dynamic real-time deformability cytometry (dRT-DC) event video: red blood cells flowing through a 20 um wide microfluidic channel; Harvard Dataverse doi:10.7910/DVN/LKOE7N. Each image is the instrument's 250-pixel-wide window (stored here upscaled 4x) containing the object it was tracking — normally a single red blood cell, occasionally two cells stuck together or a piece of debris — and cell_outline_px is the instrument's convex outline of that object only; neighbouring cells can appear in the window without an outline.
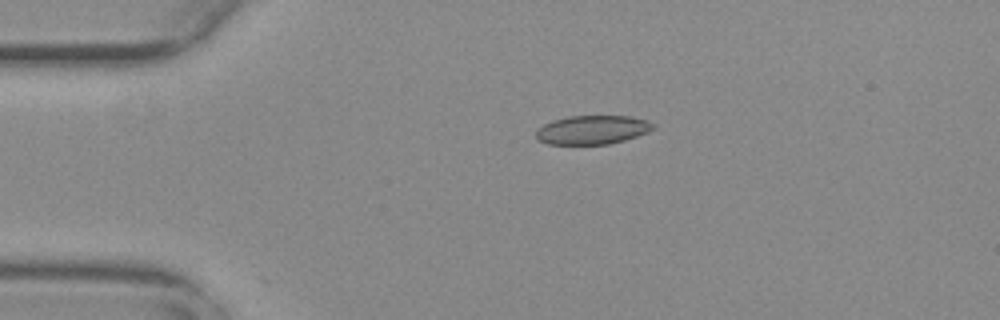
{"species": "common noctule bat (a hibernating species)", "species_latin": "Nyctalus noctula", "temperature_condition": "warm", "stored_images_in_passage": 55, "camera_frame_rate_fps": 3000, "um_per_image_px": 0.085, "animal": {"sex": "female", "body_mass_g": 29.2, "forearm_length_mm": 56.3}, "frame": {"image": 1, "passage_image": 12, "time_ms": 3.667, "image_size_px": [1000, 320], "cell_outline_px": [[656, 128], [648, 132], [624, 140], [608, 144], [548, 144], [536, 140], [536, 128], [552, 120], [568, 116], [628, 116], [644, 120], [656, 124]], "centroid_in_image_um": [50.32, 11.03], "position_along_channel_um": 34.7, "area_um2": 19.77}}
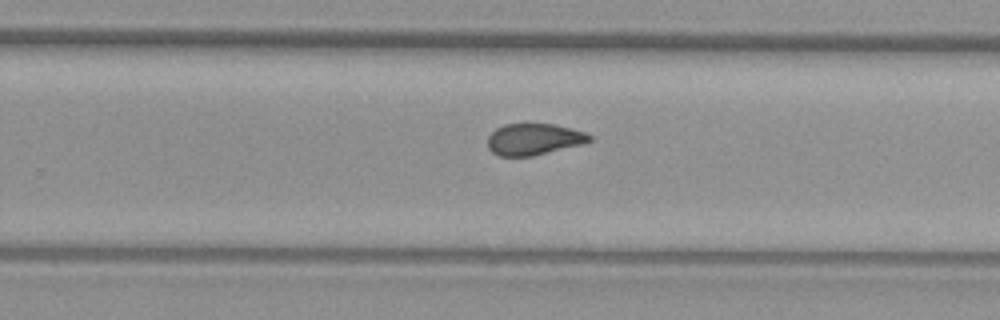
{"frame": {"image": 2, "passage_image": 35, "time_ms": 11.333, "image_size_px": [1000, 320], "cell_outline_px": [[592, 140], [580, 144], [532, 156], [500, 156], [492, 152], [488, 148], [488, 136], [496, 128], [504, 124], [552, 124], [572, 128], [584, 132], [592, 136]], "centroid_in_image_um": [45.35, 11.83], "position_along_channel_um": 284.5, "area_um2": 18.5}}
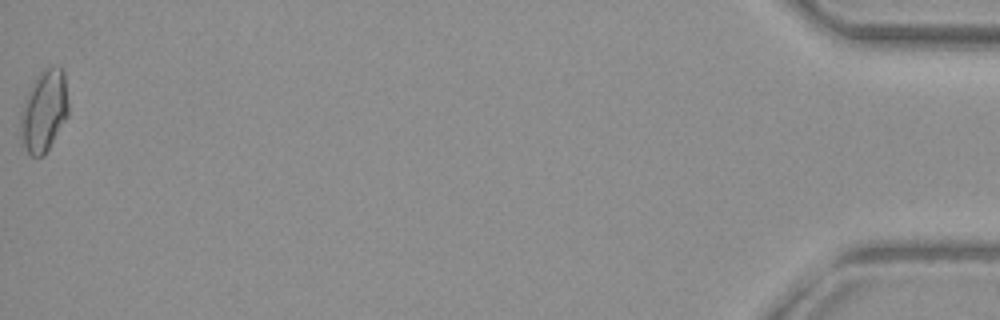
{"frame": {"image": 3, "passage_image": 55, "time_ms": 18.0, "image_size_px": [1000, 320], "cell_outline_px": [[68, 116], [44, 156], [32, 156], [28, 152], [20, 136], [20, 120], [28, 92], [36, 76], [44, 68], [52, 64], [60, 64], [64, 72], [68, 100]], "centroid_in_image_um": [3.78, 9.38], "position_along_channel_um": 431.4, "area_um2": 22.77}, "authors_computed_cell_mechanics": {"area_um2": 19.7676, "velocity_mm_per_s": 3.7859, "shape_relaxation_time_tau1_ms": null, "shape_relaxation_time_tau2_ms": 1.7099, "deformation_change_tau1": null, "deformation_change_tau2": 0.0713}}